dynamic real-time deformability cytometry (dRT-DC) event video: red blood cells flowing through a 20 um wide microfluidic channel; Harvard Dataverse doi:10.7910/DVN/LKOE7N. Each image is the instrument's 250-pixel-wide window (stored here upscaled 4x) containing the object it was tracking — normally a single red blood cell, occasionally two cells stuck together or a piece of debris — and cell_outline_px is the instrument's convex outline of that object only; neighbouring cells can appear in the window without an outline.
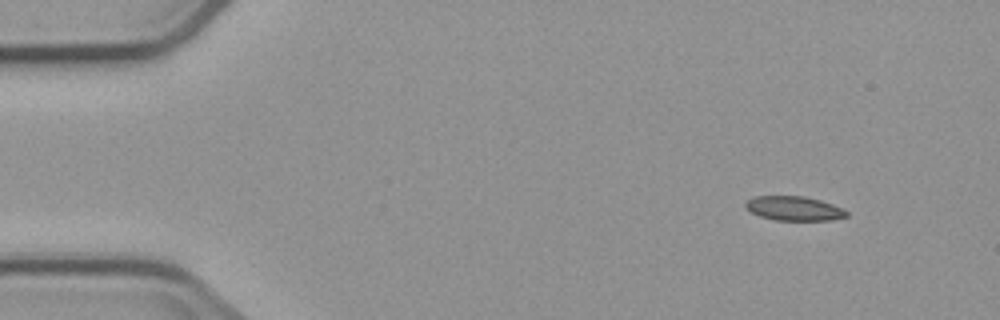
{"species": "common noctule bat (a hibernating species)", "species_latin": "Nyctalus noctula", "temperature_condition": "cold", "stored_images_in_passage": 5, "camera_frame_rate_fps": 3000, "um_per_image_px": 0.085, "animal": {"sex": "male", "body_mass_g": 23.1, "forearm_length_mm": 52.7}, "frame": {"image": 1, "passage_image": 1, "time_ms": 0.0, "image_size_px": [1000, 320], "cell_outline_px": [[848, 216], [832, 220], [776, 220], [760, 216], [752, 212], [744, 204], [752, 196], [804, 196], [820, 200], [844, 208], [848, 212]], "centroid_in_image_um": [67.53, 17.71], "position_along_channel_um": 17.5, "area_um2": 14.28}}
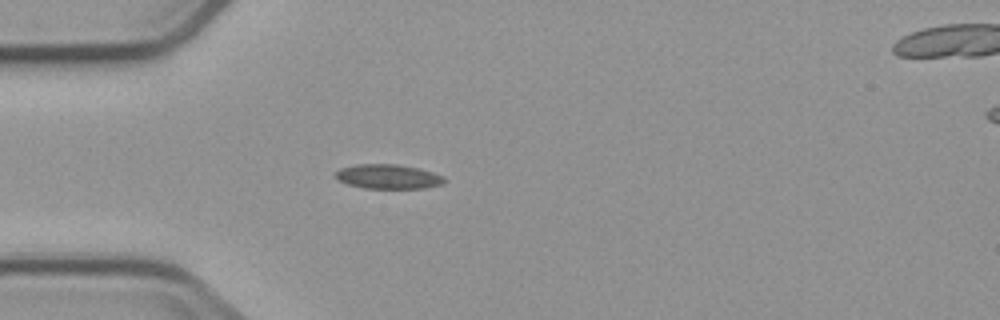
{"frame": {"image": 2, "passage_image": 4, "time_ms": 3.333, "image_size_px": [1000, 320], "cell_outline_px": [[448, 180], [444, 184], [424, 188], [364, 188], [348, 184], [336, 180], [332, 176], [340, 168], [356, 164], [396, 164], [416, 168], [432, 172], [444, 176]], "centroid_in_image_um": [32.97, 15.01], "position_along_channel_um": 52.0, "area_um2": 15.66}}